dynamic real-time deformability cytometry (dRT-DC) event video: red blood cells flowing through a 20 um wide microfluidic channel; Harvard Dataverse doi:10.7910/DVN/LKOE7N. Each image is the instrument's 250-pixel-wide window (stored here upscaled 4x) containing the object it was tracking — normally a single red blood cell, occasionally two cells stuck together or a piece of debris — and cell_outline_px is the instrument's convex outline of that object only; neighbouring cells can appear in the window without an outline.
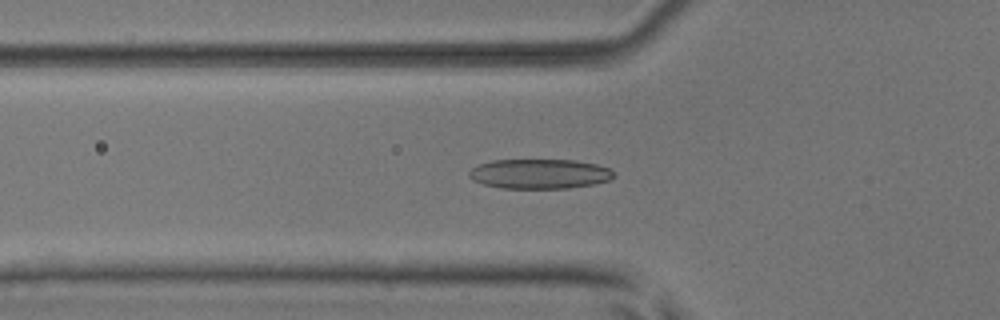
{"species": "common noctule bat (a hibernating species)", "species_latin": "Nyctalus noctula", "temperature_condition": "room temperature", "stored_images_in_passage": 47, "camera_frame_rate_fps": 3000, "um_per_image_px": 0.085, "animal": {"sex": "male", "body_mass_g": 17.9, "forearm_length_mm": 54.2}, "frame": {"image": 1, "passage_image": 18, "time_ms": 5.667, "image_size_px": [1000, 320], "cell_outline_px": [[616, 176], [608, 180], [596, 184], [568, 188], [500, 188], [484, 184], [472, 180], [468, 176], [468, 172], [472, 168], [480, 164], [492, 160], [572, 160], [596, 164], [608, 168], [616, 172]], "centroid_in_image_um": [45.87, 14.78], "position_along_channel_um": 79.9, "area_um2": 25.14}}
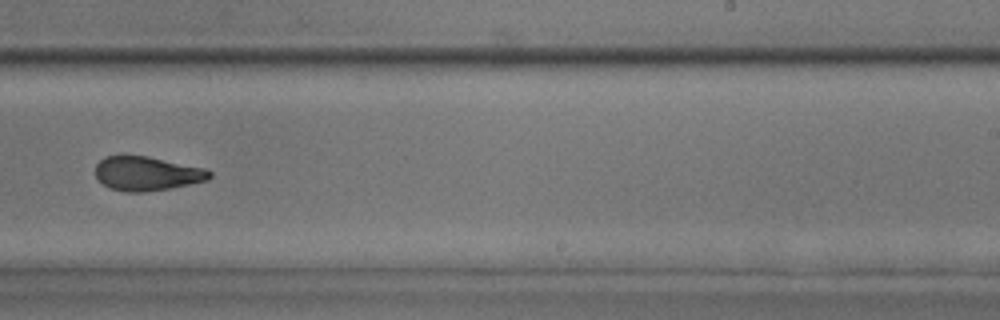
{"frame": {"image": 2, "passage_image": 33, "time_ms": 10.667, "image_size_px": [1000, 320], "cell_outline_px": [[212, 176], [208, 180], [168, 188], [144, 192], [124, 192], [112, 188], [104, 184], [96, 176], [96, 164], [104, 156], [120, 152], [124, 152], [148, 156], [204, 168], [212, 172]], "centroid_in_image_um": [12.43, 14.7], "position_along_channel_um": 276.6, "area_um2": 23.12}}
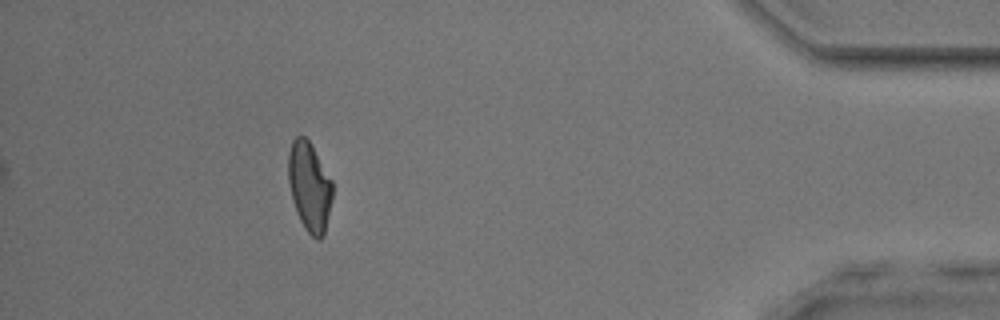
{"frame": {"image": 3, "passage_image": 47, "time_ms": 15.333, "image_size_px": [1000, 320], "cell_outline_px": [[332, 200], [324, 236], [320, 240], [316, 240], [304, 228], [296, 212], [292, 200], [288, 180], [288, 152], [292, 140], [296, 136], [304, 136], [308, 140], [332, 180]], "centroid_in_image_um": [26.29, 15.89], "position_along_channel_um": 408.9, "area_um2": 23.06}, "authors_computed_cell_mechanics": {"area_um2": 23.7558, "velocity_mm_per_s": 3.946, "shape_relaxation_time_tau1_ms": 5.3276, "shape_relaxation_time_tau2_ms": 1.8761, "deformation_change_tau1": 0.1817, "deformation_change_tau2": 0.0929}}